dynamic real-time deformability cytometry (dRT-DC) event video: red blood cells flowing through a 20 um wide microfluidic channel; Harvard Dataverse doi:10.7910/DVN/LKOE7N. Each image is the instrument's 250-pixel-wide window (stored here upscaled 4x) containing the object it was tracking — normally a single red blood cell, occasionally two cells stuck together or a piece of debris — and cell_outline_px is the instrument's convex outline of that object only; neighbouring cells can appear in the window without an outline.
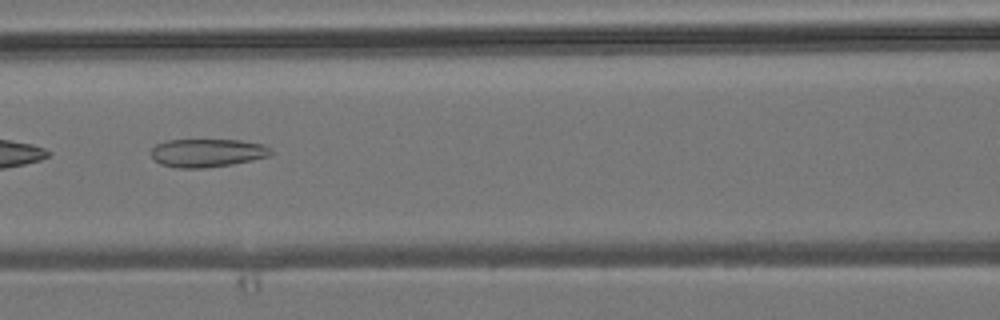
{"species": "common noctule bat (a hibernating species)", "species_latin": "Nyctalus noctula", "temperature_condition": "room temperature", "stored_images_in_passage": 6, "camera_frame_rate_fps": 3000, "um_per_image_px": 0.085, "animal": {"sex": "male", "body_mass_g": 19.2, "forearm_length_mm": 51.8}, "frame": {"image": 1, "passage_image": 5, "time_ms": 5.667, "image_size_px": [1000, 320], "cell_outline_px": [[276, 152], [268, 156], [252, 160], [232, 164], [204, 168], [176, 168], [160, 164], [152, 156], [152, 148], [156, 144], [168, 140], [240, 140], [264, 144]], "centroid_in_image_um": [17.65, 12.99], "position_along_channel_um": 148.9, "area_um2": 19.77}}
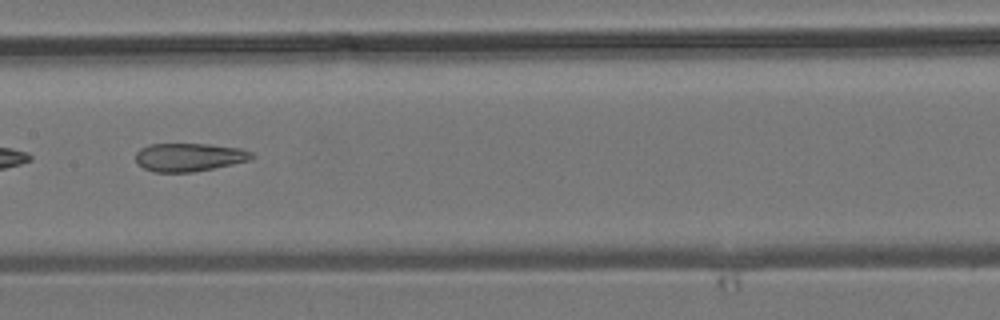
{"frame": {"image": 2, "passage_image": 6, "time_ms": 6.667, "image_size_px": [1000, 320], "cell_outline_px": [[256, 156], [252, 160], [192, 172], [152, 172], [136, 164], [136, 152], [140, 148], [148, 144], [208, 144], [240, 148], [252, 152]], "centroid_in_image_um": [16.07, 13.36], "position_along_channel_um": 191.3, "area_um2": 19.25}}